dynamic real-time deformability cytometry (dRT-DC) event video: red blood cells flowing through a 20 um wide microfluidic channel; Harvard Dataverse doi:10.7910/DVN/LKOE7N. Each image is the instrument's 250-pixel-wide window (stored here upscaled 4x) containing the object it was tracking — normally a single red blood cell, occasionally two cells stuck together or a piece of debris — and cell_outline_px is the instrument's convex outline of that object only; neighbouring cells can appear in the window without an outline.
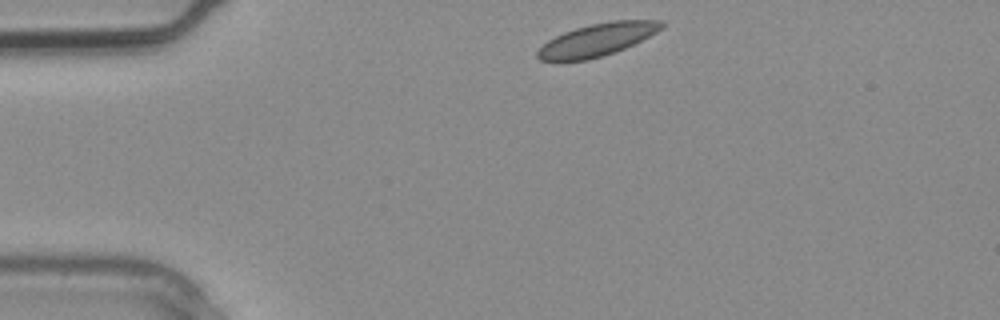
{"species": "common noctule bat (a hibernating species)", "species_latin": "Nyctalus noctula", "temperature_condition": "warm", "stored_images_in_passage": 2, "camera_frame_rate_fps": 3000, "um_per_image_px": 0.085, "animal": {"sex": "male", "body_mass_g": 20.4}, "frame": {"image": 1, "passage_image": 1, "time_ms": 0.0, "image_size_px": [1000, 320], "cell_outline_px": [[664, 24], [656, 32], [624, 48], [588, 60], [540, 60], [536, 56], [536, 52], [548, 40], [564, 32], [576, 28], [592, 24], [612, 20], [664, 20]], "centroid_in_image_um": [50.75, 3.36], "position_along_channel_um": 34.3, "area_um2": 22.95}}
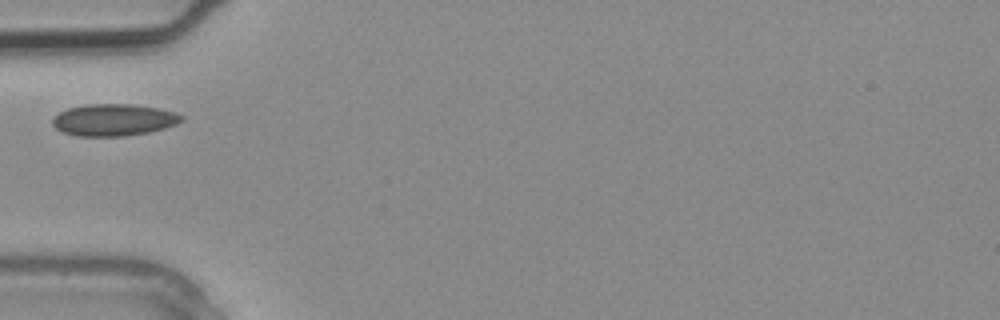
{"frame": {"image": 2, "passage_image": 2, "time_ms": 0.333, "image_size_px": [1000, 320], "cell_outline_px": [[184, 120], [176, 124], [164, 128], [148, 132], [124, 136], [80, 136], [64, 132], [56, 128], [52, 124], [52, 120], [60, 112], [68, 108], [88, 104], [132, 104], [160, 108], [176, 112], [184, 116]], "centroid_in_image_um": [9.71, 10.18], "position_along_channel_um": 75.3, "area_um2": 23.93}}